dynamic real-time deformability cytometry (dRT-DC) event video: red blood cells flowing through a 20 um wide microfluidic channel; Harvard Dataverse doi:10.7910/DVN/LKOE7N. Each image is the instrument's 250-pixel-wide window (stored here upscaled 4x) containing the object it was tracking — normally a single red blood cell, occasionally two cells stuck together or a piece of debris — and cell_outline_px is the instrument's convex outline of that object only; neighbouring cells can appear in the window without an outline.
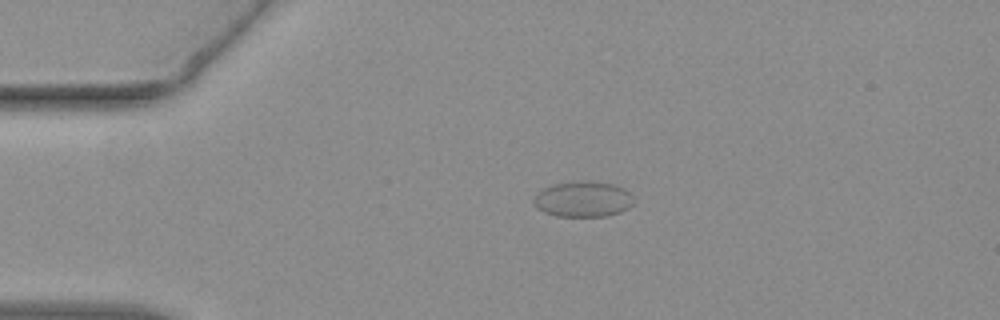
{"species": "common noctule bat (a hibernating species)", "species_latin": "Nyctalus noctula", "temperature_condition": "warm", "stored_images_in_passage": 27, "camera_frame_rate_fps": 3000, "um_per_image_px": 0.085, "animal": {"sex": "female", "body_mass_g": 19.3, "forearm_length_mm": 54.1}, "frame": {"image": 1, "passage_image": 1, "time_ms": 0.0, "image_size_px": [1000, 320], "cell_outline_px": [[632, 204], [628, 208], [620, 212], [608, 216], [556, 216], [544, 212], [536, 208], [532, 200], [536, 192], [552, 184], [572, 180], [588, 180], [612, 184], [624, 188], [632, 196]], "centroid_in_image_um": [49.51, 16.91], "position_along_channel_um": 35.5, "area_um2": 21.1}}
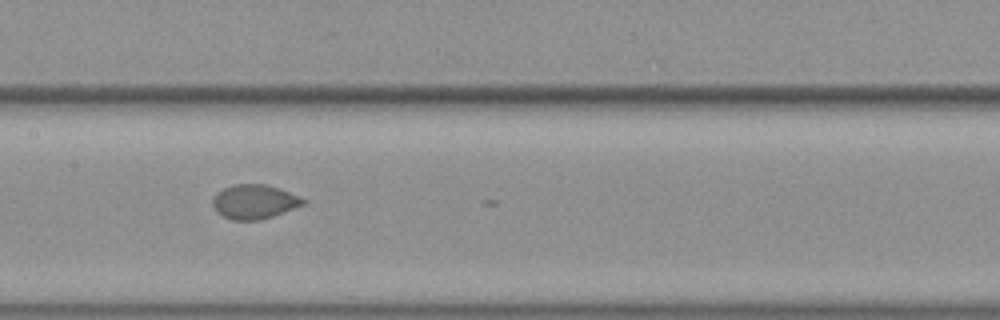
{"frame": {"image": 2, "passage_image": 16, "time_ms": 5.0, "image_size_px": [1000, 320], "cell_outline_px": [[308, 204], [260, 220], [232, 220], [216, 212], [212, 204], [212, 200], [216, 192], [232, 184], [264, 184], [280, 188], [308, 200]], "centroid_in_image_um": [21.64, 17.14], "position_along_channel_um": 185.8, "area_um2": 18.32}}
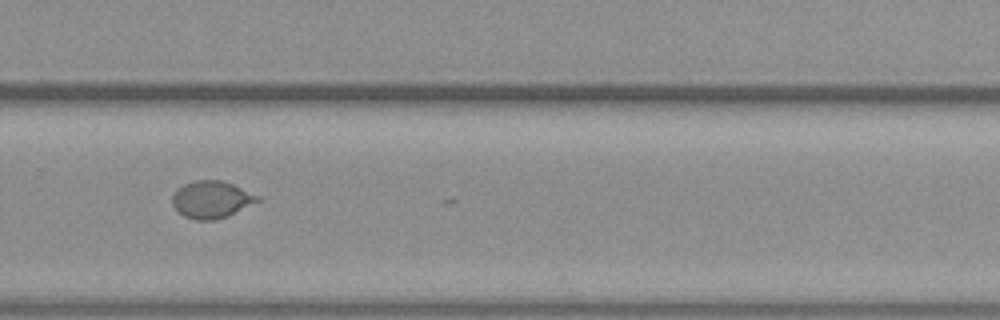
{"frame": {"image": 3, "passage_image": 26, "time_ms": 8.333, "image_size_px": [1000, 320], "cell_outline_px": [[260, 200], [228, 216], [216, 220], [196, 220], [184, 216], [172, 204], [172, 196], [184, 184], [192, 180], [220, 180], [232, 184], [260, 196]], "centroid_in_image_um": [17.98, 16.96], "position_along_channel_um": 311.8, "area_um2": 18.26}}